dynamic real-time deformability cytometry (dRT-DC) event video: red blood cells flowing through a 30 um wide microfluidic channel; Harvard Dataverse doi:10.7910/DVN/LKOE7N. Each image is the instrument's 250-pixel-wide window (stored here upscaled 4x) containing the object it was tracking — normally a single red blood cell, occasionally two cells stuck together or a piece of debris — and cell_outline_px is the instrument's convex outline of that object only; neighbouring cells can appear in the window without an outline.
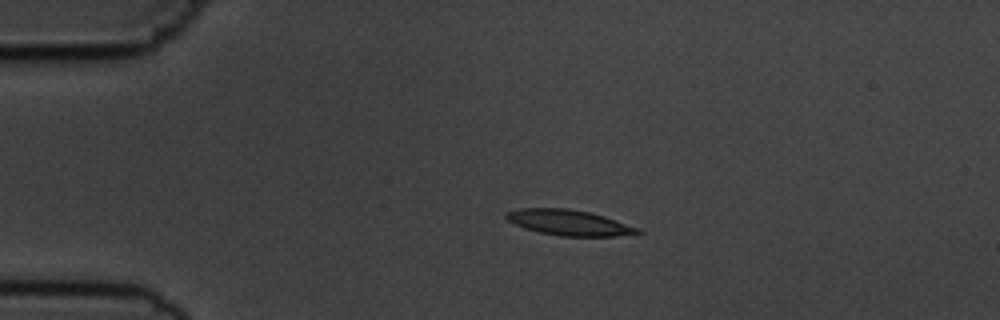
{"species": "common noctule bat (a hibernating species)", "species_latin": "Nyctalus noctula", "temperature_condition": "cold", "stored_images_in_passage": 5, "camera_frame_rate_fps": 3000, "um_per_image_px": 0.085, "animal": {"sex": "male", "body_mass_g": 19.5, "forearm_length_mm": 54.6}, "frame": {"image": 1, "passage_image": 3, "time_ms": 2.667, "image_size_px": [1000, 320], "cell_outline_px": [[644, 232], [636, 236], [560, 236], [540, 232], [524, 228], [508, 220], [504, 216], [504, 212], [520, 208], [568, 208], [588, 212], [604, 216], [640, 228]], "centroid_in_image_um": [48.43, 18.93], "position_along_channel_um": 36.6, "area_um2": 19.83}}